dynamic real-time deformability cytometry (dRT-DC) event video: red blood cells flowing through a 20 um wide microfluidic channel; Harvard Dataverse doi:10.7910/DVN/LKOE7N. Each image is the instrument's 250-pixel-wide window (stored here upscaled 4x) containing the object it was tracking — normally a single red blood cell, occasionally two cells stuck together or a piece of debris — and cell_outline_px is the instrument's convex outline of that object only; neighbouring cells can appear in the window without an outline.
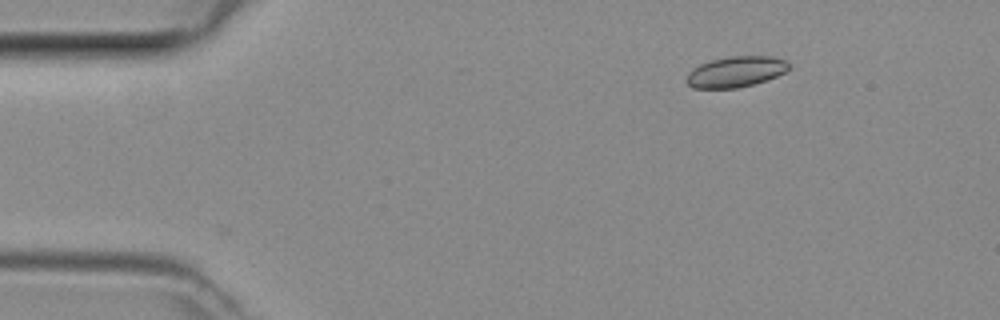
{"species": "common noctule bat (a hibernating species)", "species_latin": "Nyctalus noctula", "temperature_condition": "room temperature", "stored_images_in_passage": 2, "camera_frame_rate_fps": 3000, "um_per_image_px": 0.085, "animal": {"sex": "female", "body_mass_g": 29.2, "forearm_length_mm": 56.3}, "frame": {"image": 1, "passage_image": 1, "time_ms": 0.0, "image_size_px": [1000, 320], "cell_outline_px": [[788, 68], [784, 72], [776, 76], [752, 84], [736, 88], [692, 88], [688, 84], [688, 72], [692, 68], [700, 64], [712, 60], [732, 56], [772, 56], [784, 60], [788, 64]], "centroid_in_image_um": [62.51, 6.09], "position_along_channel_um": 22.5, "area_um2": 17.98}}